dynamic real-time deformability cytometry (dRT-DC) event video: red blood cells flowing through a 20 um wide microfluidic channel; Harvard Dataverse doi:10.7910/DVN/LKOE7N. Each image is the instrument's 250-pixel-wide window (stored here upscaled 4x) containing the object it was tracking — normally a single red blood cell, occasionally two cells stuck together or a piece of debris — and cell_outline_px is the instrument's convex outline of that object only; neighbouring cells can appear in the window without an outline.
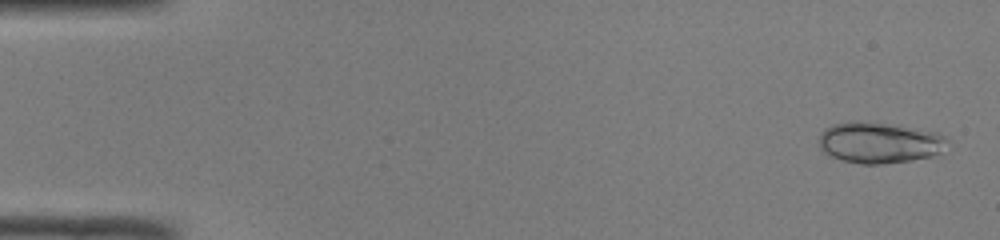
{"species": "common noctule bat (a hibernating species)", "species_latin": "Nyctalus noctula", "temperature_condition": "room temperature", "stored_images_in_passage": 49, "camera_frame_rate_fps": 3000, "um_per_image_px": 0.085, "animal": {"sex": "male", "body_mass_g": 19.0, "forearm_length_mm": 50.8}, "frame": {"image": 1, "passage_image": 2, "time_ms": 0.333, "image_size_px": [1000, 240], "cell_outline_px": [[948, 140], [940, 152], [932, 156], [912, 160], [884, 164], [860, 164], [844, 160], [832, 156], [824, 152], [820, 148], [820, 136], [824, 128], [832, 124], [856, 120], [884, 124], [936, 132], [944, 136]], "centroid_in_image_um": [74.71, 12.13], "position_along_channel_um": 10.3, "area_um2": 30.29}}
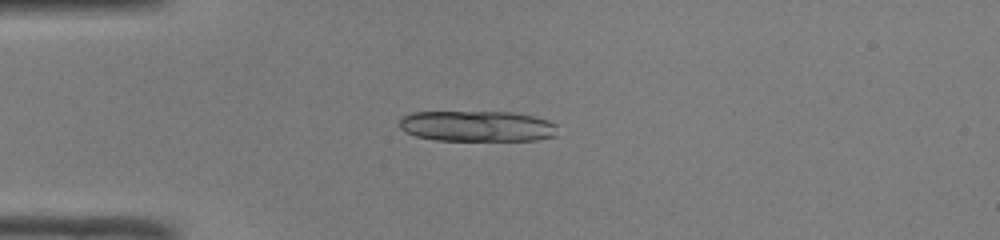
{"frame": {"image": 2, "passage_image": 13, "time_ms": 4.0, "image_size_px": [1000, 240], "cell_outline_px": [[556, 136], [536, 140], [436, 140], [416, 136], [400, 128], [400, 120], [408, 112], [512, 112], [532, 116], [548, 120], [556, 124]], "centroid_in_image_um": [40.57, 10.72], "position_along_channel_um": 44.4, "area_um2": 28.26}}